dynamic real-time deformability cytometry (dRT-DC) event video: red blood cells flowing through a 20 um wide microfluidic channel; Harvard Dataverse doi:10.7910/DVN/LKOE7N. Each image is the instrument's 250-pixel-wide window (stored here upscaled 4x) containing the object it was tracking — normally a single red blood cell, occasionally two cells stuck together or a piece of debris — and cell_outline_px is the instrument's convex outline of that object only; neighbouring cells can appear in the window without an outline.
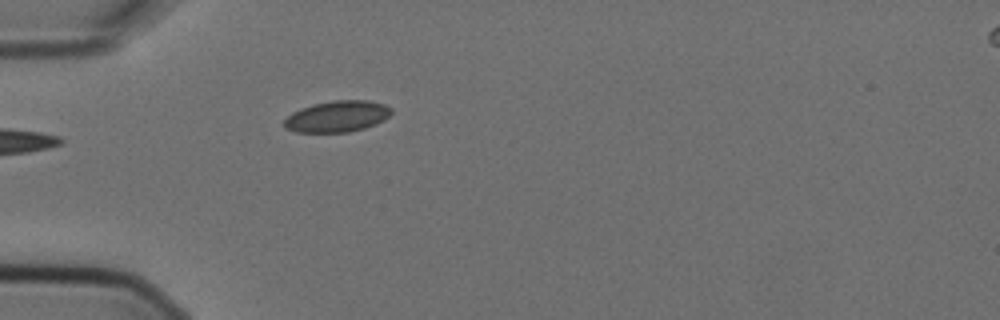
{"species": "Egyptian fruit bat (a non-hibernating species)", "species_latin": "Rousettus aegyptiacus", "temperature_condition": "cold", "stored_images_in_passage": 1, "camera_frame_rate_fps": 3000, "um_per_image_px": 0.085, "animal": {"sex": "female"}, "frame": {"image": 1, "passage_image": 1, "time_ms": 0.0, "image_size_px": [1000, 320], "cell_outline_px": [[392, 112], [384, 120], [376, 124], [364, 128], [348, 132], [296, 132], [284, 128], [284, 120], [292, 112], [300, 108], [312, 104], [332, 100], [368, 100], [384, 104], [392, 108]], "centroid_in_image_um": [28.65, 9.89], "position_along_channel_um": 56.3, "area_um2": 19.65}}